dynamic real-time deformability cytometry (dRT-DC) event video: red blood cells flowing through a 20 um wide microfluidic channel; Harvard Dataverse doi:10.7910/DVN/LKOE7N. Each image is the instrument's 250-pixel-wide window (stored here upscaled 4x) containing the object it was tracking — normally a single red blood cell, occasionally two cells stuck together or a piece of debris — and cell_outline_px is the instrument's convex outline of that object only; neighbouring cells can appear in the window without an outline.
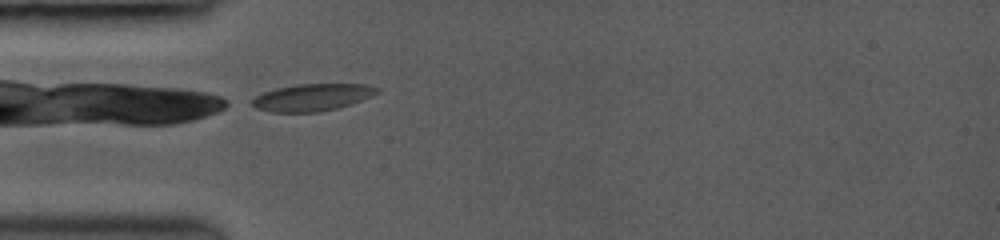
{"species": "common noctule bat (a hibernating species)", "species_latin": "Nyctalus noctula", "temperature_condition": "room temperature", "stored_images_in_passage": 29, "camera_frame_rate_fps": 3500, "um_per_image_px": 0.085, "animal": {"sex": "female", "body_mass_g": 19.0, "forearm_length_mm": 53.3}, "frame": {"image": 1, "passage_image": 1, "time_ms": 0.0, "image_size_px": [1000, 240], "cell_outline_px": [[380, 92], [360, 100], [336, 108], [320, 112], [272, 112], [256, 108], [252, 104], [252, 100], [256, 96], [264, 92], [276, 88], [300, 84], [364, 84], [380, 88]], "centroid_in_image_um": [26.54, 8.27], "position_along_channel_um": 58.5, "area_um2": 19.48}}
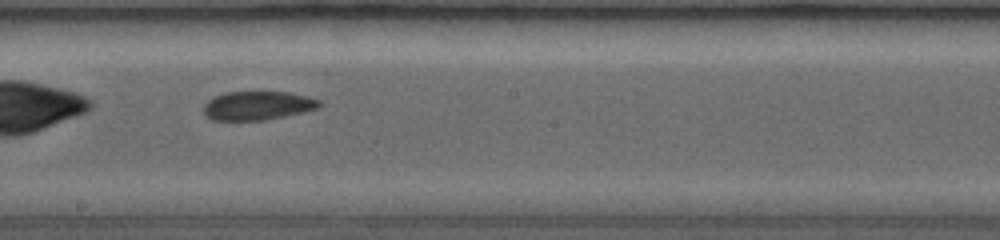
{"frame": {"image": 2, "passage_image": 15, "time_ms": 4.0, "image_size_px": [1000, 240], "cell_outline_px": [[320, 104], [316, 108], [284, 116], [264, 120], [212, 120], [204, 112], [204, 104], [208, 100], [216, 96], [228, 92], [288, 92], [320, 100]], "centroid_in_image_um": [21.86, 8.97], "position_along_channel_um": 226.3, "area_um2": 18.96}}
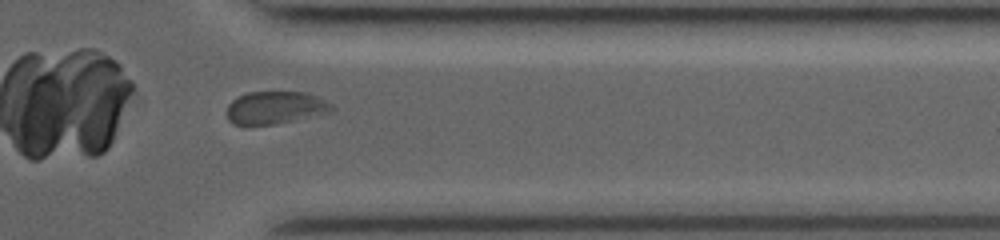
{"frame": {"image": 3, "passage_image": 26, "time_ms": 7.143, "image_size_px": [1000, 240], "cell_outline_px": [[336, 108], [332, 112], [296, 120], [276, 124], [248, 128], [232, 124], [228, 120], [224, 112], [228, 104], [236, 96], [248, 92], [308, 92], [332, 104]], "centroid_in_image_um": [23.32, 9.19], "position_along_channel_um": 388.1, "area_um2": 20.92}, "authors_computed_cell_mechanics": {"area_um2": 19.5942, "velocity_mm_per_s": 4.0325, "shape_relaxation_time_tau1_ms": null, "shape_relaxation_time_tau2_ms": 3.3292, "deformation_change_tau1": null, "deformation_change_tau2": 0.0381}}